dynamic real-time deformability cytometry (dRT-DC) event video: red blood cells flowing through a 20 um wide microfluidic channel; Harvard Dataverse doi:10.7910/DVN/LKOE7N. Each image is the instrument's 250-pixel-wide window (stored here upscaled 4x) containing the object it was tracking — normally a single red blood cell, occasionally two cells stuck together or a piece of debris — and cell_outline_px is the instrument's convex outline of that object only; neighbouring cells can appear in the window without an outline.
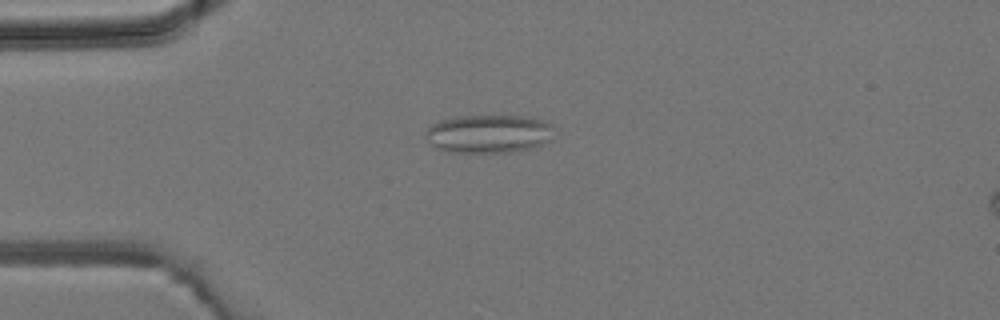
{"species": "common noctule bat (a hibernating species)", "species_latin": "Nyctalus noctula", "temperature_condition": "room temperature", "stored_images_in_passage": 4, "camera_frame_rate_fps": 3000, "um_per_image_px": 0.085, "animal": {"sex": "male", "body_mass_g": 19.2, "forearm_length_mm": 51.8}, "frame": {"image": 1, "passage_image": 4, "time_ms": 3.333, "image_size_px": [1000, 320], "cell_outline_px": [[556, 136], [552, 140], [544, 144], [516, 152], [448, 152], [432, 144], [424, 136], [424, 132], [432, 124], [440, 120], [456, 116], [532, 116], [544, 120], [552, 124], [556, 128]], "centroid_in_image_um": [41.64, 11.36], "position_along_channel_um": 43.4, "area_um2": 29.3}}